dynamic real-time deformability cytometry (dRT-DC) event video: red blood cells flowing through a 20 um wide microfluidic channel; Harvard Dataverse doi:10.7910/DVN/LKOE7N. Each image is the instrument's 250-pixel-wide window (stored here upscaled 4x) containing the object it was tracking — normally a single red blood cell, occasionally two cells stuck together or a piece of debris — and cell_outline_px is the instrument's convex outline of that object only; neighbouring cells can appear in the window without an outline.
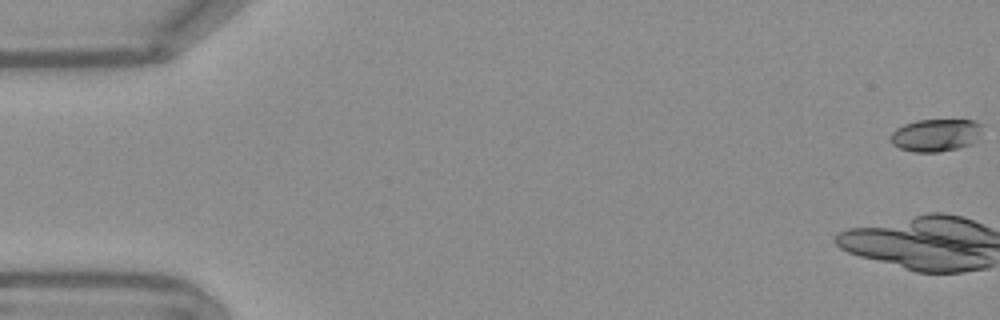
{"species": "Egyptian fruit bat (a non-hibernating species)", "species_latin": "Rousettus aegyptiacus", "temperature_condition": "warm", "stored_images_in_passage": 54, "camera_frame_rate_fps": 3000, "um_per_image_px": 0.085, "frame": {"image": 1, "passage_image": 1, "time_ms": 0.0, "image_size_px": [1000, 320], "cell_outline_px": [[984, 124], [976, 140], [972, 144], [940, 152], [912, 152], [900, 148], [892, 144], [892, 132], [896, 128], [904, 124], [916, 120], [972, 120]], "centroid_in_image_um": [79.55, 11.48], "position_along_channel_um": 5.4, "area_um2": 17.4}, "authors_computed_cell_mechanics": {"area_um2": 23.4379, "velocity_mm_per_s": 3.7994, "shape_relaxation_time_tau1_ms": null, "shape_relaxation_time_tau2_ms": 6.2565, "deformation_change_tau1": null, "deformation_change_tau2": 0.1681}}